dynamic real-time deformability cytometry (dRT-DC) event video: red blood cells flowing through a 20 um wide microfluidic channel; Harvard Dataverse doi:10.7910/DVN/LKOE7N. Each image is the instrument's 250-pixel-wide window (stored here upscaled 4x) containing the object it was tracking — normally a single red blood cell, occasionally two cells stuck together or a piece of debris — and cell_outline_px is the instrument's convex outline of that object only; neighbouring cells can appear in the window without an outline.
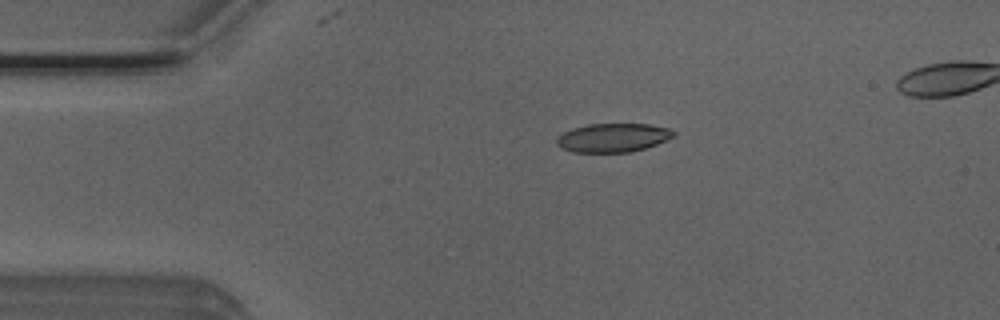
{"species": "Egyptian fruit bat (a non-hibernating species)", "species_latin": "Rousettus aegyptiacus", "temperature_condition": "room temperature", "stored_images_in_passage": 3, "segment_of_instrument_passage": [1, 2], "camera_frame_rate_fps": 3000, "um_per_image_px": 0.085, "animal": {"sex": "male"}, "frame": {"image": 1, "passage_image": 1, "time_ms": 0.0, "image_size_px": [1000, 320], "cell_outline_px": [[676, 136], [668, 140], [644, 148], [628, 152], [572, 152], [560, 148], [556, 144], [556, 136], [572, 128], [588, 124], [648, 124], [668, 128], [676, 132]], "centroid_in_image_um": [52.08, 11.7], "position_along_channel_um": 32.9, "area_um2": 19.71}}